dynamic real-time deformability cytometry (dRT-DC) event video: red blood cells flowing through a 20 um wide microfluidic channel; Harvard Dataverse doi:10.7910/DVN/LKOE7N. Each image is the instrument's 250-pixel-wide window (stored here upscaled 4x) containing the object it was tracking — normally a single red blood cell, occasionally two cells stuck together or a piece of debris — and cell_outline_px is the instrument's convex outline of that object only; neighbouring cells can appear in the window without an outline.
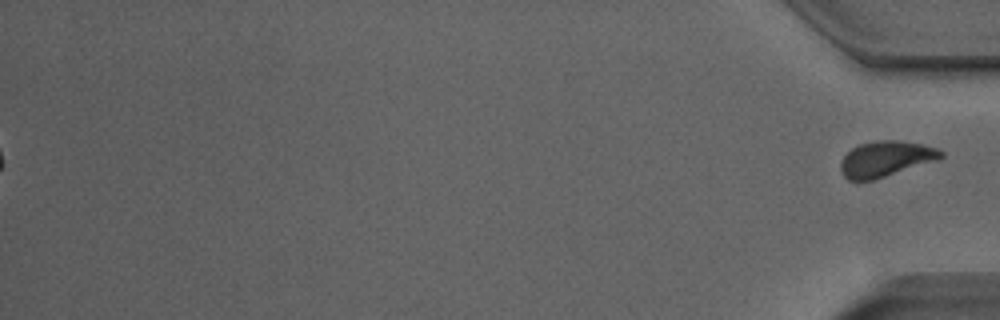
{"species": "Egyptian fruit bat (a non-hibernating species)", "species_latin": "Rousettus aegyptiacus", "temperature_condition": "room temperature", "stored_images_in_passage": 53, "segment_of_instrument_passage": [2, 2], "camera_frame_rate_fps": 3000, "um_per_image_px": 0.085, "animal": {"sex": "male"}, "frame": {"image": 1, "passage_image": 53, "time_ms": 17.333, "image_size_px": [1000, 320], "cell_outline_px": [[944, 156], [936, 160], [872, 180], [848, 180], [840, 172], [840, 160], [852, 148], [860, 144], [876, 140], [900, 140], [924, 144], [936, 148], [944, 152]], "centroid_in_image_um": [75.26, 13.49], "position_along_channel_um": 359.9, "area_um2": 20.69}}